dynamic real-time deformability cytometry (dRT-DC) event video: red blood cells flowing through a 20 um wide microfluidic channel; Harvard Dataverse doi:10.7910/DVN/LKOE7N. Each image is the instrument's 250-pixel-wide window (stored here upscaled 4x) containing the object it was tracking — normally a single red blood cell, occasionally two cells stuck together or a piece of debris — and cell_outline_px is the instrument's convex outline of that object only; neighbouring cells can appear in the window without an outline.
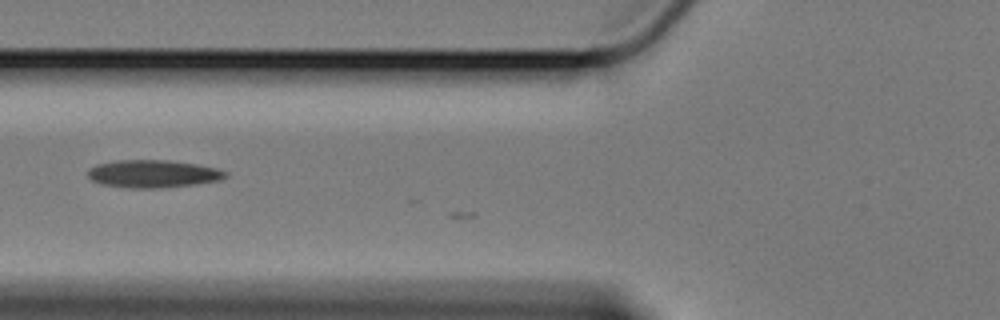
{"species": "Egyptian fruit bat (a non-hibernating species)", "species_latin": "Rousettus aegyptiacus", "temperature_condition": "cold", "stored_images_in_passage": 13, "camera_frame_rate_fps": 3000, "um_per_image_px": 0.085, "animal": {"sex": "female"}, "frame": {"image": 1, "passage_image": 6, "time_ms": 1.667, "image_size_px": [1000, 320], "cell_outline_px": [[228, 176], [220, 180], [196, 184], [160, 188], [128, 188], [104, 184], [92, 180], [88, 176], [88, 172], [92, 168], [100, 164], [120, 160], [168, 160], [196, 164], [216, 168], [228, 172]], "centroid_in_image_um": [13.07, 14.78], "position_along_channel_um": 112.7, "area_um2": 21.96}}
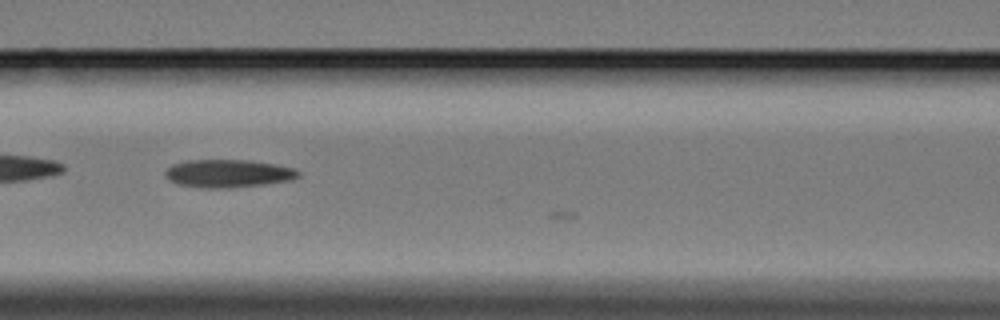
{"frame": {"image": 2, "passage_image": 9, "time_ms": 2.667, "image_size_px": [1000, 320], "cell_outline_px": [[300, 176], [292, 180], [264, 184], [228, 188], [200, 188], [176, 184], [168, 180], [164, 176], [164, 172], [172, 164], [188, 160], [248, 160], [276, 164], [292, 168], [300, 172]], "centroid_in_image_um": [19.35, 14.75], "position_along_channel_um": 147.2, "area_um2": 21.85}}